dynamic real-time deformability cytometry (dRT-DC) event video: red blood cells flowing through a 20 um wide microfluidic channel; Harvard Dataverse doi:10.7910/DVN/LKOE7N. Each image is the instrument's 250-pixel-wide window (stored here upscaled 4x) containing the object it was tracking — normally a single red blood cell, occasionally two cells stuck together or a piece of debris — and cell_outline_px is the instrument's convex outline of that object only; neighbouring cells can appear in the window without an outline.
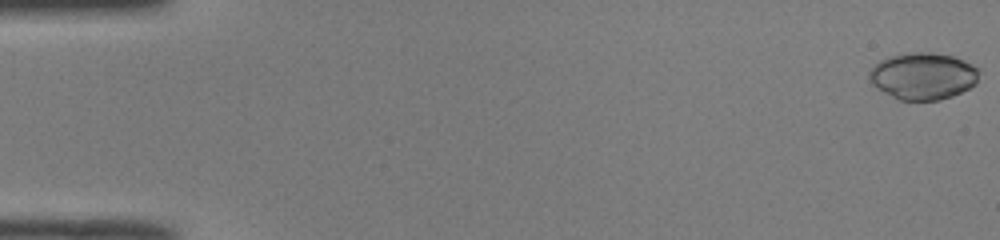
{"species": "common noctule bat (a hibernating species)", "species_latin": "Nyctalus noctula", "temperature_condition": "room temperature", "stored_images_in_passage": 51, "camera_frame_rate_fps": 3000, "um_per_image_px": 0.085, "animal": {"sex": "male", "body_mass_g": 19.0, "forearm_length_mm": 50.8}, "frame": {"image": 1, "passage_image": 1, "time_ms": 0.0, "image_size_px": [1000, 240], "cell_outline_px": [[980, 68], [976, 84], [952, 96], [940, 100], [896, 100], [876, 88], [872, 84], [868, 76], [868, 72], [880, 60], [888, 56], [912, 52], [928, 52], [952, 56]], "centroid_in_image_um": [78.43, 6.47], "position_along_channel_um": 6.6, "area_um2": 30.11}}